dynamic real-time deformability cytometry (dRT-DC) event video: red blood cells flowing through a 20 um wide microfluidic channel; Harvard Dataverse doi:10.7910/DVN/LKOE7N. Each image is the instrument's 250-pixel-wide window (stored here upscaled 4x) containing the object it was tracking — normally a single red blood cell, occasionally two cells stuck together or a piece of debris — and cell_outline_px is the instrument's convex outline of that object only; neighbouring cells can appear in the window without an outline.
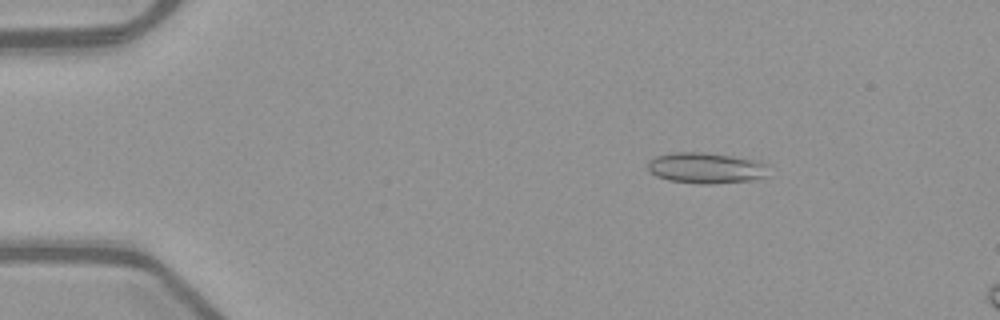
{"species": "common noctule bat (a hibernating species)", "species_latin": "Nyctalus noctula", "temperature_condition": "warm", "stored_images_in_passage": 7, "camera_frame_rate_fps": 3000, "um_per_image_px": 0.085, "animal": {"sex": "female", "body_mass_g": 21.9}, "frame": {"image": 1, "passage_image": 1, "time_ms": 0.0, "image_size_px": [1000, 320], "cell_outline_px": [[768, 176], [752, 180], [712, 184], [700, 184], [668, 180], [656, 176], [648, 168], [648, 160], [656, 156], [672, 152], [704, 152], [732, 156], [756, 160], [768, 164]], "centroid_in_image_um": [60.03, 14.28], "position_along_channel_um": 25.0, "area_um2": 21.91}}